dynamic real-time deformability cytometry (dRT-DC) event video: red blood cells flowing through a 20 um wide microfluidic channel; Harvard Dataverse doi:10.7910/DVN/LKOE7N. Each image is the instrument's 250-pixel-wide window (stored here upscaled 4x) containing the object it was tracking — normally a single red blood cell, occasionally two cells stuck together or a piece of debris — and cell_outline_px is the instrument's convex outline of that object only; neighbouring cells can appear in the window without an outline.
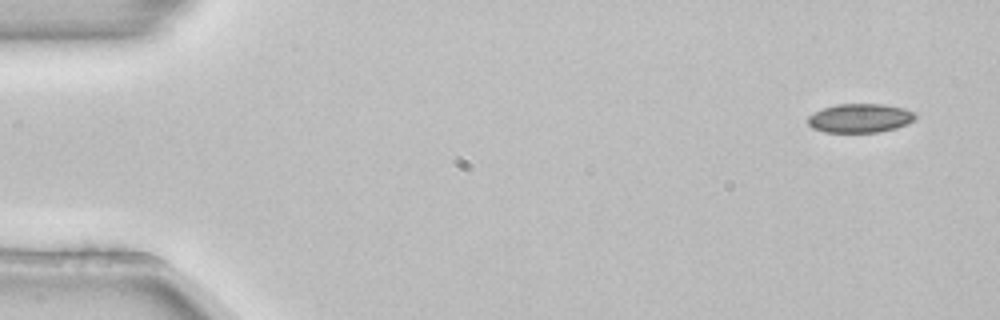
{"species": "common noctule bat (a hibernating species)", "species_latin": "Nyctalus noctula", "temperature_condition": "room temperature", "stored_images_in_passage": 4, "camera_frame_rate_fps": 3000, "um_per_image_px": 0.085, "animal": {"sex": "female", "body_mass_g": 22.7, "forearm_length_mm": 54.2}, "frame": {"image": 1, "passage_image": 1, "time_ms": 0.0, "image_size_px": [1000, 320], "cell_outline_px": [[916, 120], [908, 124], [896, 128], [876, 132], [824, 132], [812, 128], [808, 124], [808, 116], [812, 112], [836, 104], [884, 104], [904, 108], [916, 112]], "centroid_in_image_um": [73.12, 10.04], "position_along_channel_um": 11.9, "area_um2": 18.32}}
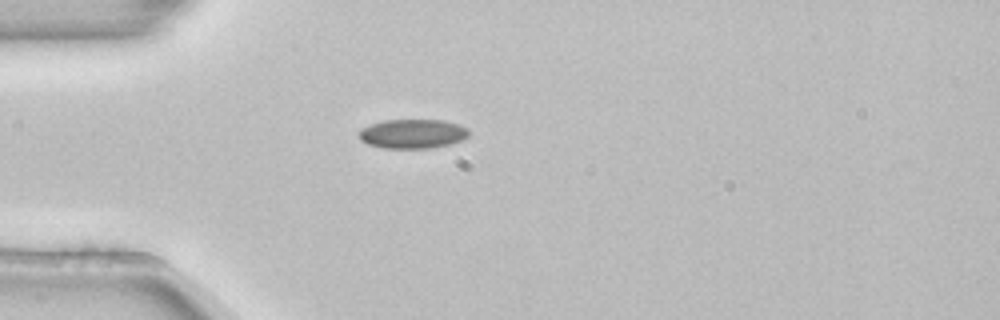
{"frame": {"image": 2, "passage_image": 4, "time_ms": 1.0, "image_size_px": [1000, 320], "cell_outline_px": [[468, 136], [460, 140], [448, 144], [428, 148], [384, 148], [368, 144], [360, 140], [356, 132], [360, 128], [384, 120], [444, 120], [460, 124], [468, 128]], "centroid_in_image_um": [35.03, 11.36], "position_along_channel_um": 50.0, "area_um2": 18.79}}